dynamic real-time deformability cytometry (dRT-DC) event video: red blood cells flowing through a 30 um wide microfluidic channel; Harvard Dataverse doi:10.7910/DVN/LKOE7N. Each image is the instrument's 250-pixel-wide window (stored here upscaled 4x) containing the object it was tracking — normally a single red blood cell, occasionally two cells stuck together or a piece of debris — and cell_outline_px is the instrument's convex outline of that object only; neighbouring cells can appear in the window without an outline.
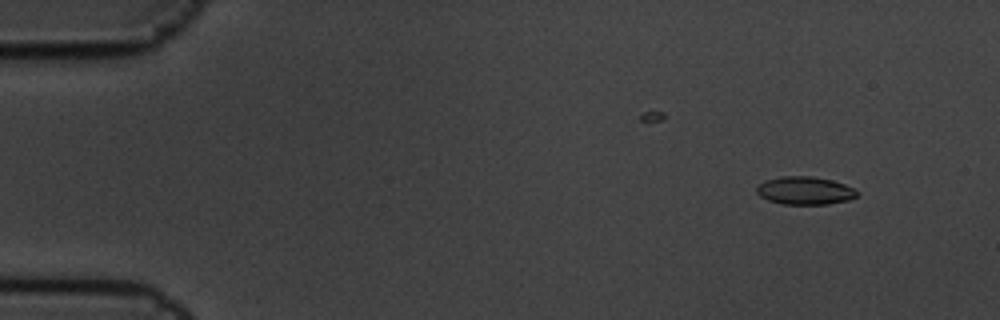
{"species": "common noctule bat (a hibernating species)", "species_latin": "Nyctalus noctula", "temperature_condition": "cold", "stored_images_in_passage": 5, "camera_frame_rate_fps": 3000, "um_per_image_px": 0.085, "animal": {"sex": "male", "body_mass_g": 19.5, "forearm_length_mm": 54.6}, "frame": {"image": 1, "passage_image": 1, "time_ms": 0.0, "image_size_px": [1000, 320], "cell_outline_px": [[860, 196], [848, 200], [828, 204], [780, 204], [768, 200], [760, 196], [756, 192], [756, 188], [764, 180], [780, 176], [812, 176], [832, 180], [844, 184], [860, 192]], "centroid_in_image_um": [68.43, 16.2], "position_along_channel_um": 16.6, "area_um2": 16.53}}
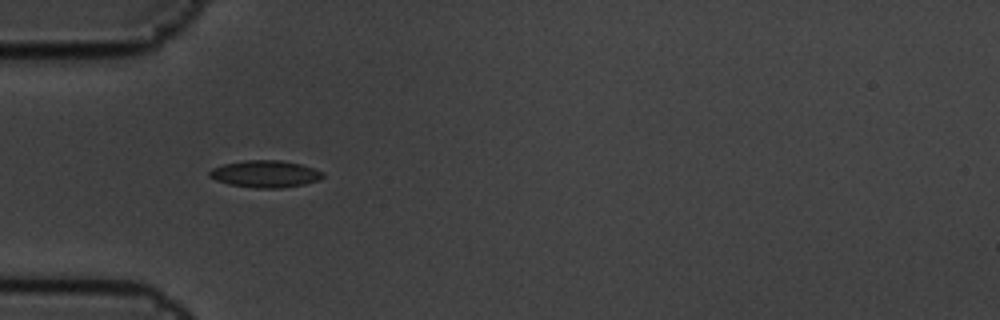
{"frame": {"image": 2, "passage_image": 4, "time_ms": 1.0, "image_size_px": [1000, 320], "cell_outline_px": [[324, 176], [320, 180], [304, 184], [280, 188], [252, 188], [228, 184], [216, 180], [208, 176], [208, 172], [212, 168], [224, 164], [244, 160], [284, 160], [300, 164], [324, 172]], "centroid_in_image_um": [22.54, 14.78], "position_along_channel_um": 62.5, "area_um2": 17.98}}
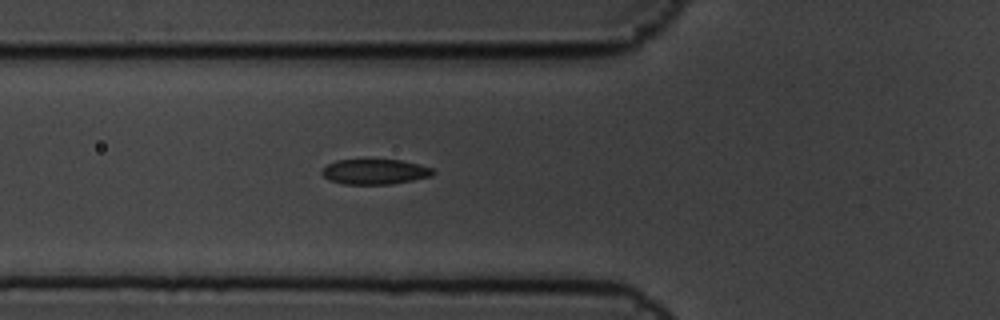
{"frame": {"image": 3, "passage_image": 5, "time_ms": 1.333, "image_size_px": [1000, 320], "cell_outline_px": [[436, 172], [432, 176], [392, 184], [344, 184], [328, 180], [320, 172], [328, 164], [336, 160], [368, 156], [400, 160], [420, 164], [432, 168]], "centroid_in_image_um": [31.84, 14.54], "position_along_channel_um": 94.0, "area_um2": 17.22}}